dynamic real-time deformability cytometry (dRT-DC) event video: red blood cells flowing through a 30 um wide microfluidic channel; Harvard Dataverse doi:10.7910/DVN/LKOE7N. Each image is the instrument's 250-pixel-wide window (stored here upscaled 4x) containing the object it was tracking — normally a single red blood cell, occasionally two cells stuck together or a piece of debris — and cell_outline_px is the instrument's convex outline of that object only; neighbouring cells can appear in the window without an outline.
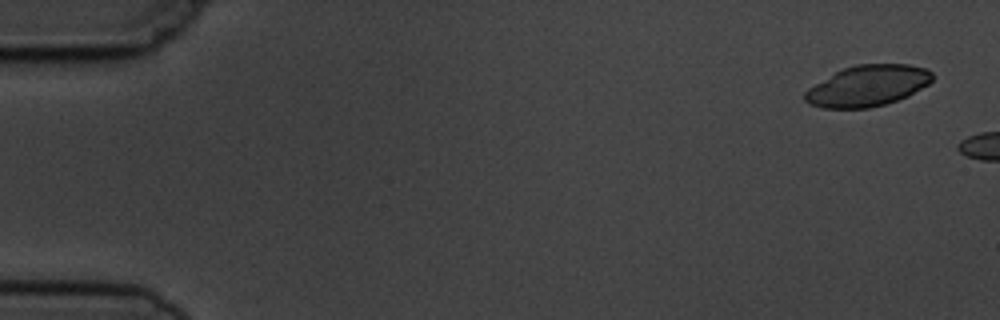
{"species": "common noctule bat (a hibernating species)", "species_latin": "Nyctalus noctula", "temperature_condition": "cold", "stored_images_in_passage": 3, "camera_frame_rate_fps": 3000, "um_per_image_px": 0.085, "animal": {"sex": "male", "body_mass_g": 19.5, "forearm_length_mm": 54.6}, "frame": {"image": 1, "passage_image": 1, "time_ms": 0.0, "image_size_px": [1000, 320], "cell_outline_px": [[932, 80], [928, 84], [908, 96], [884, 104], [868, 108], [824, 108], [808, 104], [804, 100], [804, 92], [808, 88], [836, 72], [844, 68], [856, 64], [908, 64], [924, 68], [932, 72]], "centroid_in_image_um": [73.73, 7.29], "position_along_channel_um": 11.3, "area_um2": 30.23}}